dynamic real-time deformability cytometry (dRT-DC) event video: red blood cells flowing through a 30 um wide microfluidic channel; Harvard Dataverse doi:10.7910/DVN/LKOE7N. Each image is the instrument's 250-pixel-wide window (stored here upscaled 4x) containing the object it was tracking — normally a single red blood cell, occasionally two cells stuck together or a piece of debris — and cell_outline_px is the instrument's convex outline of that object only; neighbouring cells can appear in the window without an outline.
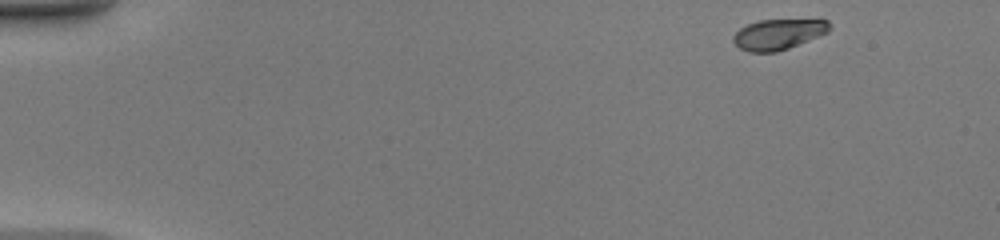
{"species": "common noctule bat (a hibernating species)", "species_latin": "Nyctalus noctula", "temperature_condition": "warm", "stored_images_in_passage": 43, "camera_frame_rate_fps": 3000, "um_per_image_px": 0.085, "animal": {"sex": "female", "body_mass_g": 20.0, "forearm_length_mm": 54.0}, "frame": {"image": 1, "passage_image": 1, "time_ms": 0.0, "image_size_px": [1000, 240], "cell_outline_px": [[832, 28], [828, 32], [788, 48], [776, 52], [748, 52], [740, 48], [732, 40], [732, 36], [740, 28], [748, 24], [760, 20], [828, 20]], "centroid_in_image_um": [66.14, 2.91], "position_along_channel_um": 18.9, "area_um2": 16.94}}
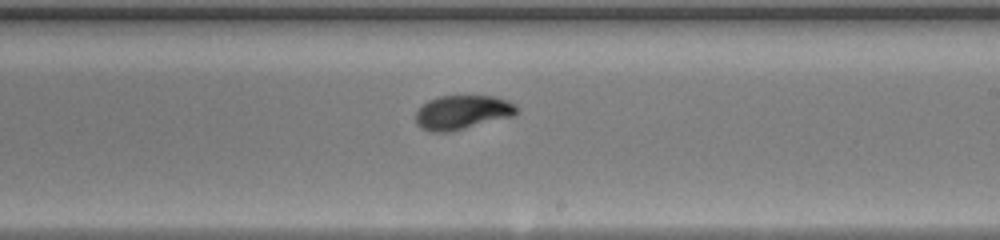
{"frame": {"image": 2, "passage_image": 25, "time_ms": 8.0, "image_size_px": [1000, 240], "cell_outline_px": [[516, 112], [512, 116], [448, 132], [432, 132], [420, 128], [416, 124], [416, 112], [428, 100], [440, 96], [492, 96], [504, 100], [512, 104], [516, 108]], "centroid_in_image_um": [39.22, 9.55], "position_along_channel_um": 249.8, "area_um2": 19.59}}
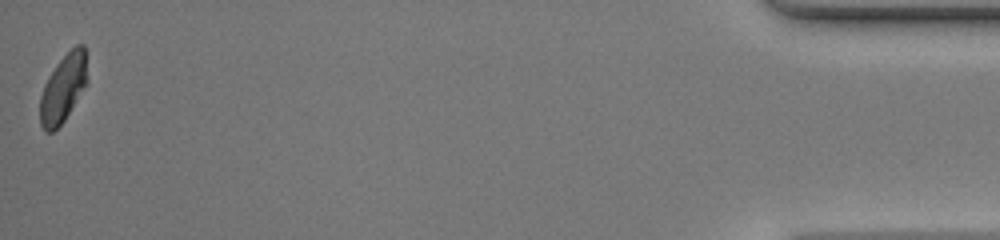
{"frame": {"image": 3, "passage_image": 43, "time_ms": 14.0, "image_size_px": [1000, 240], "cell_outline_px": [[88, 80], [84, 88], [64, 120], [52, 132], [44, 132], [40, 124], [40, 96], [44, 84], [48, 76], [56, 64], [76, 44], [84, 44]], "centroid_in_image_um": [5.36, 7.49], "position_along_channel_um": 429.8, "area_um2": 18.61}, "authors_computed_cell_mechanics": {"area_um2": 19.3052, "velocity_mm_per_s": 4.4404, "shape_relaxation_time_tau1_ms": 3.0944, "shape_relaxation_time_tau2_ms": null, "deformation_change_tau1": 0.15, "deformation_change_tau2": null}}